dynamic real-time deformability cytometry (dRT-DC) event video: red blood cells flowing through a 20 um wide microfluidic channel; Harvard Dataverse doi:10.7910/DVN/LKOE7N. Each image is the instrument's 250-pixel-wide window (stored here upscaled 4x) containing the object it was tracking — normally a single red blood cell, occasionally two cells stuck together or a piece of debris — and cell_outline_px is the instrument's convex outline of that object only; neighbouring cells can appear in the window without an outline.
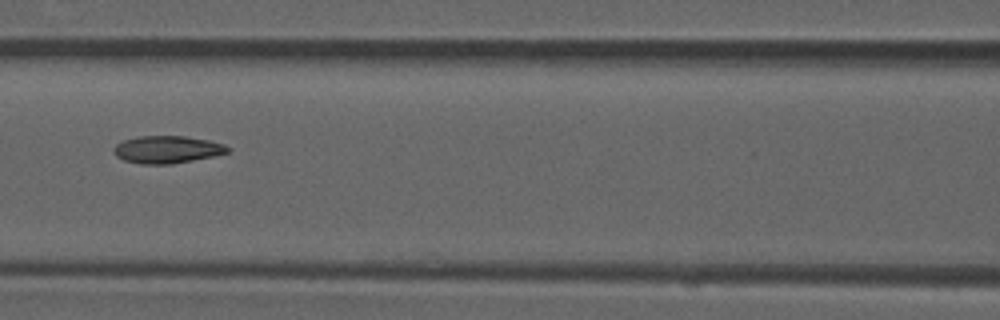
{"species": "common noctule bat (a hibernating species)", "species_latin": "Nyctalus noctula", "temperature_condition": "room temperature", "stored_images_in_passage": 5, "camera_frame_rate_fps": 3000, "um_per_image_px": 0.085, "animal": {"sex": "male", "forearm_length_mm": 52.5}, "frame": {"image": 1, "passage_image": 4, "time_ms": 1.0, "image_size_px": [1000, 320], "cell_outline_px": [[232, 148], [228, 152], [212, 156], [172, 164], [140, 164], [124, 160], [116, 156], [112, 148], [116, 144], [124, 140], [136, 136], [184, 136], [208, 140], [224, 144]], "centroid_in_image_um": [14.19, 12.7], "position_along_channel_um": 152.4, "area_um2": 18.21}}